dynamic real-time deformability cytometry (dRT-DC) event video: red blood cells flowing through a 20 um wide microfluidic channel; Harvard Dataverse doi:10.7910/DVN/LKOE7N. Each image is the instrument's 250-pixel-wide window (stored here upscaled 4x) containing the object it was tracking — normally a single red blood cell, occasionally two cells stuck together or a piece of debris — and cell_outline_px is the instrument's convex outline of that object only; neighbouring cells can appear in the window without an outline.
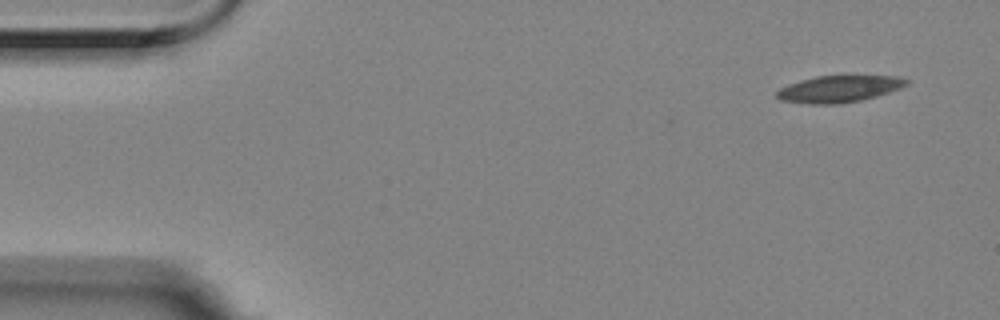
{"species": "Egyptian fruit bat (a non-hibernating species)", "species_latin": "Rousettus aegyptiacus", "temperature_condition": "room temperature", "stored_images_in_passage": 5, "camera_frame_rate_fps": 3000, "um_per_image_px": 0.085, "animal": {"sex": "female"}, "frame": {"image": 1, "passage_image": 1, "time_ms": 0.0, "image_size_px": [1000, 320], "cell_outline_px": [[908, 84], [900, 88], [876, 96], [860, 100], [836, 104], [812, 104], [780, 100], [776, 96], [776, 92], [780, 88], [788, 84], [800, 80], [816, 76], [848, 72], [900, 76], [908, 80]], "centroid_in_image_um": [71.37, 7.48], "position_along_channel_um": 13.6, "area_um2": 21.27}}
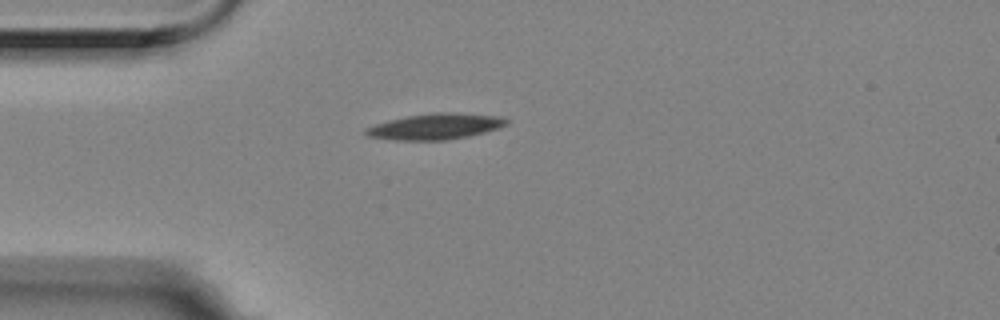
{"frame": {"image": 2, "passage_image": 4, "time_ms": 1.0, "image_size_px": [1000, 320], "cell_outline_px": [[508, 124], [484, 132], [468, 136], [448, 140], [396, 140], [368, 136], [364, 132], [364, 128], [388, 120], [408, 116], [432, 112], [456, 112], [500, 116], [508, 120]], "centroid_in_image_um": [37.0, 10.74], "position_along_channel_um": 48.0, "area_um2": 21.21}}